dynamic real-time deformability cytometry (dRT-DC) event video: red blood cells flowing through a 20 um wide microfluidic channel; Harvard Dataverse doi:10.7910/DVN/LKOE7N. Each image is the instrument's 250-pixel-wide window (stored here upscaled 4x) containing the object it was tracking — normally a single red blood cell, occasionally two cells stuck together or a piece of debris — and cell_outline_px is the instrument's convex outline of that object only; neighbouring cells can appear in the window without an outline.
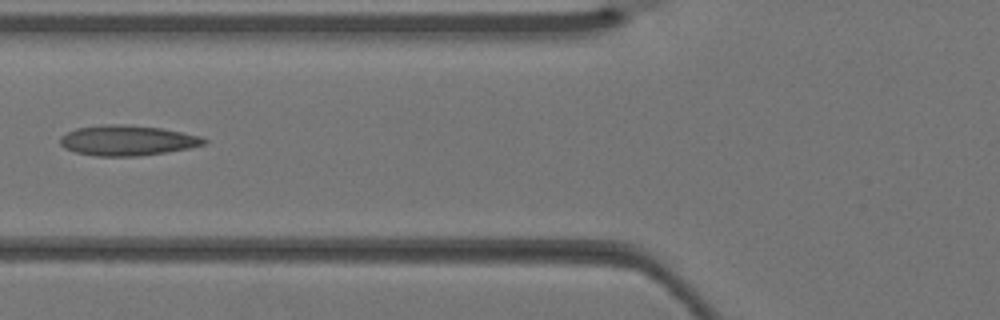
{"species": "Egyptian fruit bat (a non-hibernating species)", "species_latin": "Rousettus aegyptiacus", "temperature_condition": "warm", "stored_images_in_passage": 5, "camera_frame_rate_fps": 3000, "um_per_image_px": 0.085, "animal": {"sex": "female"}, "frame": {"image": 1, "passage_image": 5, "time_ms": 1.333, "image_size_px": [1000, 320], "cell_outline_px": [[208, 140], [204, 144], [188, 148], [140, 156], [96, 156], [76, 152], [64, 148], [60, 144], [60, 136], [76, 128], [104, 124], [128, 124], [160, 128], [200, 136]], "centroid_in_image_um": [10.78, 11.93], "position_along_channel_um": 115.0, "area_um2": 25.26}}